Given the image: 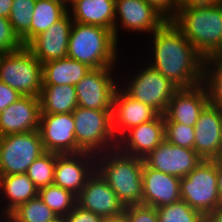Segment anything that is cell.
Instances as JSON below:
<instances>
[{"label":"cell","instance_id":"obj_45","mask_svg":"<svg viewBox=\"0 0 222 222\" xmlns=\"http://www.w3.org/2000/svg\"><path fill=\"white\" fill-rule=\"evenodd\" d=\"M50 222H66V218H65V216H57L53 220H51Z\"/></svg>","mask_w":222,"mask_h":222},{"label":"cell","instance_id":"obj_2","mask_svg":"<svg viewBox=\"0 0 222 222\" xmlns=\"http://www.w3.org/2000/svg\"><path fill=\"white\" fill-rule=\"evenodd\" d=\"M171 22L204 59L222 55V4L179 6Z\"/></svg>","mask_w":222,"mask_h":222},{"label":"cell","instance_id":"obj_49","mask_svg":"<svg viewBox=\"0 0 222 222\" xmlns=\"http://www.w3.org/2000/svg\"><path fill=\"white\" fill-rule=\"evenodd\" d=\"M220 159H222V146H221V152H220Z\"/></svg>","mask_w":222,"mask_h":222},{"label":"cell","instance_id":"obj_23","mask_svg":"<svg viewBox=\"0 0 222 222\" xmlns=\"http://www.w3.org/2000/svg\"><path fill=\"white\" fill-rule=\"evenodd\" d=\"M68 13L73 22L97 25L114 31L115 0H73L69 4Z\"/></svg>","mask_w":222,"mask_h":222},{"label":"cell","instance_id":"obj_21","mask_svg":"<svg viewBox=\"0 0 222 222\" xmlns=\"http://www.w3.org/2000/svg\"><path fill=\"white\" fill-rule=\"evenodd\" d=\"M40 100L35 96H22L0 113V136L39 129Z\"/></svg>","mask_w":222,"mask_h":222},{"label":"cell","instance_id":"obj_30","mask_svg":"<svg viewBox=\"0 0 222 222\" xmlns=\"http://www.w3.org/2000/svg\"><path fill=\"white\" fill-rule=\"evenodd\" d=\"M36 0H13L9 21L14 33L26 46L30 42V28Z\"/></svg>","mask_w":222,"mask_h":222},{"label":"cell","instance_id":"obj_27","mask_svg":"<svg viewBox=\"0 0 222 222\" xmlns=\"http://www.w3.org/2000/svg\"><path fill=\"white\" fill-rule=\"evenodd\" d=\"M68 13V8L52 0H36L31 21L30 41Z\"/></svg>","mask_w":222,"mask_h":222},{"label":"cell","instance_id":"obj_39","mask_svg":"<svg viewBox=\"0 0 222 222\" xmlns=\"http://www.w3.org/2000/svg\"><path fill=\"white\" fill-rule=\"evenodd\" d=\"M21 97L17 90L0 81V113Z\"/></svg>","mask_w":222,"mask_h":222},{"label":"cell","instance_id":"obj_44","mask_svg":"<svg viewBox=\"0 0 222 222\" xmlns=\"http://www.w3.org/2000/svg\"><path fill=\"white\" fill-rule=\"evenodd\" d=\"M103 222H126L124 216L122 217H117V218H108V219H104Z\"/></svg>","mask_w":222,"mask_h":222},{"label":"cell","instance_id":"obj_43","mask_svg":"<svg viewBox=\"0 0 222 222\" xmlns=\"http://www.w3.org/2000/svg\"><path fill=\"white\" fill-rule=\"evenodd\" d=\"M13 0H0V16L9 18Z\"/></svg>","mask_w":222,"mask_h":222},{"label":"cell","instance_id":"obj_48","mask_svg":"<svg viewBox=\"0 0 222 222\" xmlns=\"http://www.w3.org/2000/svg\"><path fill=\"white\" fill-rule=\"evenodd\" d=\"M4 219V220H3ZM0 222H6L5 218L2 216V214H0Z\"/></svg>","mask_w":222,"mask_h":222},{"label":"cell","instance_id":"obj_5","mask_svg":"<svg viewBox=\"0 0 222 222\" xmlns=\"http://www.w3.org/2000/svg\"><path fill=\"white\" fill-rule=\"evenodd\" d=\"M76 138V154L94 155L117 148L112 129V111L86 109L78 106L73 112Z\"/></svg>","mask_w":222,"mask_h":222},{"label":"cell","instance_id":"obj_1","mask_svg":"<svg viewBox=\"0 0 222 222\" xmlns=\"http://www.w3.org/2000/svg\"><path fill=\"white\" fill-rule=\"evenodd\" d=\"M149 37L152 45L149 43L147 49L152 52L150 60L147 58L148 65L179 88H190L203 82L205 59L171 20Z\"/></svg>","mask_w":222,"mask_h":222},{"label":"cell","instance_id":"obj_42","mask_svg":"<svg viewBox=\"0 0 222 222\" xmlns=\"http://www.w3.org/2000/svg\"><path fill=\"white\" fill-rule=\"evenodd\" d=\"M217 168V181H218V196L220 199V204H222V159H216Z\"/></svg>","mask_w":222,"mask_h":222},{"label":"cell","instance_id":"obj_18","mask_svg":"<svg viewBox=\"0 0 222 222\" xmlns=\"http://www.w3.org/2000/svg\"><path fill=\"white\" fill-rule=\"evenodd\" d=\"M159 115L152 107L128 96L120 87L116 89L112 106V129L117 141L131 128Z\"/></svg>","mask_w":222,"mask_h":222},{"label":"cell","instance_id":"obj_40","mask_svg":"<svg viewBox=\"0 0 222 222\" xmlns=\"http://www.w3.org/2000/svg\"><path fill=\"white\" fill-rule=\"evenodd\" d=\"M221 4L222 0H179V6H213Z\"/></svg>","mask_w":222,"mask_h":222},{"label":"cell","instance_id":"obj_33","mask_svg":"<svg viewBox=\"0 0 222 222\" xmlns=\"http://www.w3.org/2000/svg\"><path fill=\"white\" fill-rule=\"evenodd\" d=\"M156 211L158 222H205V216L183 200L156 208Z\"/></svg>","mask_w":222,"mask_h":222},{"label":"cell","instance_id":"obj_17","mask_svg":"<svg viewBox=\"0 0 222 222\" xmlns=\"http://www.w3.org/2000/svg\"><path fill=\"white\" fill-rule=\"evenodd\" d=\"M72 25V17L67 13L48 30L35 36L26 47L42 64L66 58Z\"/></svg>","mask_w":222,"mask_h":222},{"label":"cell","instance_id":"obj_12","mask_svg":"<svg viewBox=\"0 0 222 222\" xmlns=\"http://www.w3.org/2000/svg\"><path fill=\"white\" fill-rule=\"evenodd\" d=\"M143 160L148 167L179 178L186 177L203 161L194 149L176 146L166 140Z\"/></svg>","mask_w":222,"mask_h":222},{"label":"cell","instance_id":"obj_19","mask_svg":"<svg viewBox=\"0 0 222 222\" xmlns=\"http://www.w3.org/2000/svg\"><path fill=\"white\" fill-rule=\"evenodd\" d=\"M194 150L203 160L220 158L222 146V111L208 104L195 124Z\"/></svg>","mask_w":222,"mask_h":222},{"label":"cell","instance_id":"obj_41","mask_svg":"<svg viewBox=\"0 0 222 222\" xmlns=\"http://www.w3.org/2000/svg\"><path fill=\"white\" fill-rule=\"evenodd\" d=\"M205 222H222V204L205 216Z\"/></svg>","mask_w":222,"mask_h":222},{"label":"cell","instance_id":"obj_8","mask_svg":"<svg viewBox=\"0 0 222 222\" xmlns=\"http://www.w3.org/2000/svg\"><path fill=\"white\" fill-rule=\"evenodd\" d=\"M215 160H203L186 177L180 178V196L204 216L220 205Z\"/></svg>","mask_w":222,"mask_h":222},{"label":"cell","instance_id":"obj_15","mask_svg":"<svg viewBox=\"0 0 222 222\" xmlns=\"http://www.w3.org/2000/svg\"><path fill=\"white\" fill-rule=\"evenodd\" d=\"M96 171V155L81 152L58 155L53 184L78 195Z\"/></svg>","mask_w":222,"mask_h":222},{"label":"cell","instance_id":"obj_10","mask_svg":"<svg viewBox=\"0 0 222 222\" xmlns=\"http://www.w3.org/2000/svg\"><path fill=\"white\" fill-rule=\"evenodd\" d=\"M115 69V70H114ZM116 67L91 69L76 85L78 106L86 109L112 111L113 98L119 81ZM114 72V73H113ZM117 75V76H116ZM119 77V78H118Z\"/></svg>","mask_w":222,"mask_h":222},{"label":"cell","instance_id":"obj_20","mask_svg":"<svg viewBox=\"0 0 222 222\" xmlns=\"http://www.w3.org/2000/svg\"><path fill=\"white\" fill-rule=\"evenodd\" d=\"M165 140L164 115L128 130L117 142L124 154L145 158Z\"/></svg>","mask_w":222,"mask_h":222},{"label":"cell","instance_id":"obj_24","mask_svg":"<svg viewBox=\"0 0 222 222\" xmlns=\"http://www.w3.org/2000/svg\"><path fill=\"white\" fill-rule=\"evenodd\" d=\"M37 196L38 188L26 173L0 176V214L4 218L18 206Z\"/></svg>","mask_w":222,"mask_h":222},{"label":"cell","instance_id":"obj_13","mask_svg":"<svg viewBox=\"0 0 222 222\" xmlns=\"http://www.w3.org/2000/svg\"><path fill=\"white\" fill-rule=\"evenodd\" d=\"M38 131L45 151L59 155L76 154L72 113L40 114Z\"/></svg>","mask_w":222,"mask_h":222},{"label":"cell","instance_id":"obj_36","mask_svg":"<svg viewBox=\"0 0 222 222\" xmlns=\"http://www.w3.org/2000/svg\"><path fill=\"white\" fill-rule=\"evenodd\" d=\"M123 216L126 222H158L156 208L144 204L125 207Z\"/></svg>","mask_w":222,"mask_h":222},{"label":"cell","instance_id":"obj_46","mask_svg":"<svg viewBox=\"0 0 222 222\" xmlns=\"http://www.w3.org/2000/svg\"><path fill=\"white\" fill-rule=\"evenodd\" d=\"M73 0H65V6L68 8L69 4L72 2Z\"/></svg>","mask_w":222,"mask_h":222},{"label":"cell","instance_id":"obj_6","mask_svg":"<svg viewBox=\"0 0 222 222\" xmlns=\"http://www.w3.org/2000/svg\"><path fill=\"white\" fill-rule=\"evenodd\" d=\"M146 64L143 63L141 69L139 67L138 70H133L136 72L131 70V74L127 75L131 77H127L124 82L119 81V87L131 98L145 103L160 115H164L168 103L179 87Z\"/></svg>","mask_w":222,"mask_h":222},{"label":"cell","instance_id":"obj_34","mask_svg":"<svg viewBox=\"0 0 222 222\" xmlns=\"http://www.w3.org/2000/svg\"><path fill=\"white\" fill-rule=\"evenodd\" d=\"M165 140L173 145L194 149L195 127L182 123H164Z\"/></svg>","mask_w":222,"mask_h":222},{"label":"cell","instance_id":"obj_16","mask_svg":"<svg viewBox=\"0 0 222 222\" xmlns=\"http://www.w3.org/2000/svg\"><path fill=\"white\" fill-rule=\"evenodd\" d=\"M208 104V93L203 83L179 88L168 103L164 123H182L194 127Z\"/></svg>","mask_w":222,"mask_h":222},{"label":"cell","instance_id":"obj_31","mask_svg":"<svg viewBox=\"0 0 222 222\" xmlns=\"http://www.w3.org/2000/svg\"><path fill=\"white\" fill-rule=\"evenodd\" d=\"M55 213L39 198V196L18 206L6 218V222H50Z\"/></svg>","mask_w":222,"mask_h":222},{"label":"cell","instance_id":"obj_29","mask_svg":"<svg viewBox=\"0 0 222 222\" xmlns=\"http://www.w3.org/2000/svg\"><path fill=\"white\" fill-rule=\"evenodd\" d=\"M208 101L222 111V55L204 61L203 82Z\"/></svg>","mask_w":222,"mask_h":222},{"label":"cell","instance_id":"obj_14","mask_svg":"<svg viewBox=\"0 0 222 222\" xmlns=\"http://www.w3.org/2000/svg\"><path fill=\"white\" fill-rule=\"evenodd\" d=\"M77 205L104 219L122 217L125 206L97 171L77 195Z\"/></svg>","mask_w":222,"mask_h":222},{"label":"cell","instance_id":"obj_3","mask_svg":"<svg viewBox=\"0 0 222 222\" xmlns=\"http://www.w3.org/2000/svg\"><path fill=\"white\" fill-rule=\"evenodd\" d=\"M144 160L122 153L118 148L96 155V171L125 207L143 204Z\"/></svg>","mask_w":222,"mask_h":222},{"label":"cell","instance_id":"obj_22","mask_svg":"<svg viewBox=\"0 0 222 222\" xmlns=\"http://www.w3.org/2000/svg\"><path fill=\"white\" fill-rule=\"evenodd\" d=\"M143 204L159 208L181 200L180 178L148 167L142 170Z\"/></svg>","mask_w":222,"mask_h":222},{"label":"cell","instance_id":"obj_4","mask_svg":"<svg viewBox=\"0 0 222 222\" xmlns=\"http://www.w3.org/2000/svg\"><path fill=\"white\" fill-rule=\"evenodd\" d=\"M119 43L113 31L107 28L73 22L67 57L88 65L92 69L119 67ZM119 56V57H118Z\"/></svg>","mask_w":222,"mask_h":222},{"label":"cell","instance_id":"obj_28","mask_svg":"<svg viewBox=\"0 0 222 222\" xmlns=\"http://www.w3.org/2000/svg\"><path fill=\"white\" fill-rule=\"evenodd\" d=\"M38 196L56 216H66L77 205V195L55 184L38 189Z\"/></svg>","mask_w":222,"mask_h":222},{"label":"cell","instance_id":"obj_35","mask_svg":"<svg viewBox=\"0 0 222 222\" xmlns=\"http://www.w3.org/2000/svg\"><path fill=\"white\" fill-rule=\"evenodd\" d=\"M19 37L14 33L8 18L0 16V53H10L21 49Z\"/></svg>","mask_w":222,"mask_h":222},{"label":"cell","instance_id":"obj_9","mask_svg":"<svg viewBox=\"0 0 222 222\" xmlns=\"http://www.w3.org/2000/svg\"><path fill=\"white\" fill-rule=\"evenodd\" d=\"M44 152L38 130L0 136V176L26 173Z\"/></svg>","mask_w":222,"mask_h":222},{"label":"cell","instance_id":"obj_37","mask_svg":"<svg viewBox=\"0 0 222 222\" xmlns=\"http://www.w3.org/2000/svg\"><path fill=\"white\" fill-rule=\"evenodd\" d=\"M66 222H103L104 218L76 205L66 216Z\"/></svg>","mask_w":222,"mask_h":222},{"label":"cell","instance_id":"obj_38","mask_svg":"<svg viewBox=\"0 0 222 222\" xmlns=\"http://www.w3.org/2000/svg\"><path fill=\"white\" fill-rule=\"evenodd\" d=\"M160 12L167 20H171L179 8V0H145Z\"/></svg>","mask_w":222,"mask_h":222},{"label":"cell","instance_id":"obj_11","mask_svg":"<svg viewBox=\"0 0 222 222\" xmlns=\"http://www.w3.org/2000/svg\"><path fill=\"white\" fill-rule=\"evenodd\" d=\"M167 19L145 0H115L114 37L118 42L119 29L134 34H153ZM121 27V28H120Z\"/></svg>","mask_w":222,"mask_h":222},{"label":"cell","instance_id":"obj_25","mask_svg":"<svg viewBox=\"0 0 222 222\" xmlns=\"http://www.w3.org/2000/svg\"><path fill=\"white\" fill-rule=\"evenodd\" d=\"M92 68L68 57L42 64V85L75 86Z\"/></svg>","mask_w":222,"mask_h":222},{"label":"cell","instance_id":"obj_7","mask_svg":"<svg viewBox=\"0 0 222 222\" xmlns=\"http://www.w3.org/2000/svg\"><path fill=\"white\" fill-rule=\"evenodd\" d=\"M42 74V63L26 46L15 52L0 53V81L22 96L39 97Z\"/></svg>","mask_w":222,"mask_h":222},{"label":"cell","instance_id":"obj_47","mask_svg":"<svg viewBox=\"0 0 222 222\" xmlns=\"http://www.w3.org/2000/svg\"><path fill=\"white\" fill-rule=\"evenodd\" d=\"M52 1H56V2H59V3L63 4V5H65V0H52Z\"/></svg>","mask_w":222,"mask_h":222},{"label":"cell","instance_id":"obj_26","mask_svg":"<svg viewBox=\"0 0 222 222\" xmlns=\"http://www.w3.org/2000/svg\"><path fill=\"white\" fill-rule=\"evenodd\" d=\"M40 114L72 113L78 107L75 86L42 85Z\"/></svg>","mask_w":222,"mask_h":222},{"label":"cell","instance_id":"obj_32","mask_svg":"<svg viewBox=\"0 0 222 222\" xmlns=\"http://www.w3.org/2000/svg\"><path fill=\"white\" fill-rule=\"evenodd\" d=\"M58 155L45 151L29 166L26 174L38 189L53 184Z\"/></svg>","mask_w":222,"mask_h":222}]
</instances>
